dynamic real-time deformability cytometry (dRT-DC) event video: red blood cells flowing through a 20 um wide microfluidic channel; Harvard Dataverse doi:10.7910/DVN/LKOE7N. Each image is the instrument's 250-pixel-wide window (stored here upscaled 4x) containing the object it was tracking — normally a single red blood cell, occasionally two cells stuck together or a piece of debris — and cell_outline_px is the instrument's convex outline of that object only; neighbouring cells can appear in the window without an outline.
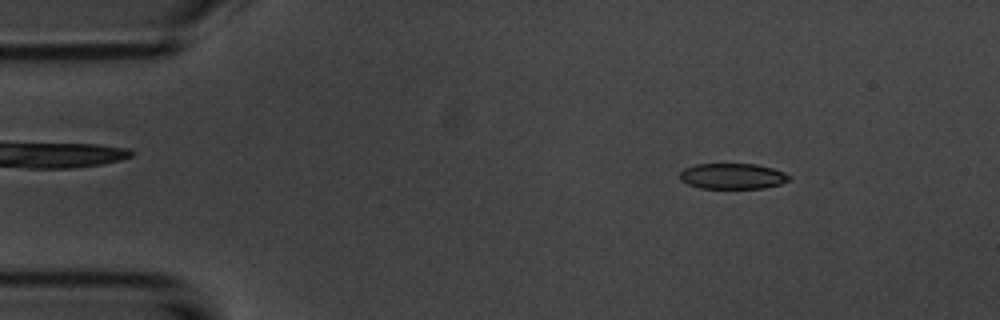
{"species": "common noctule bat (a hibernating species)", "species_latin": "Nyctalus noctula", "temperature_condition": "room temperature", "stored_images_in_passage": 54, "camera_frame_rate_fps": 3000, "um_per_image_px": 0.085, "animal": {"sex": "male", "body_mass_g": 20.1, "forearm_length_mm": 53.5}, "frame": {"image": 1, "passage_image": 7, "time_ms": 2.0, "image_size_px": [1000, 320], "cell_outline_px": [[792, 176], [788, 180], [780, 184], [764, 188], [700, 188], [688, 184], [680, 180], [680, 172], [684, 168], [696, 164], [756, 164], [772, 168], [784, 172]], "centroid_in_image_um": [62.26, 14.97], "position_along_channel_um": 22.7, "area_um2": 16.36}}
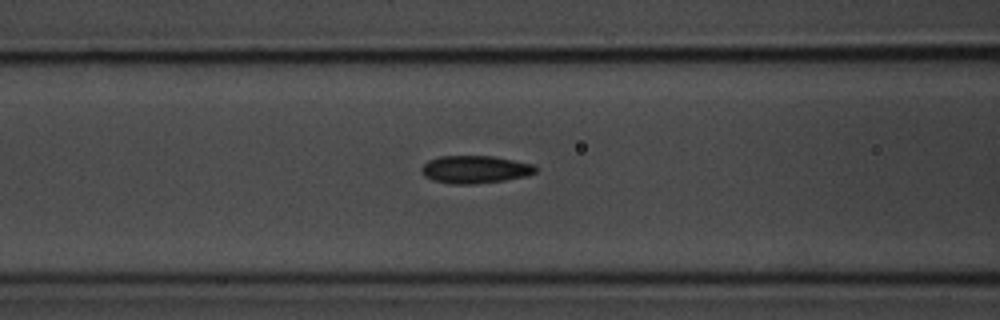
{"frame": {"image": 2, "passage_image": 21, "time_ms": 6.667, "image_size_px": [1000, 320], "cell_outline_px": [[536, 172], [524, 176], [504, 180], [476, 184], [452, 184], [432, 180], [424, 176], [420, 172], [420, 168], [428, 160], [440, 156], [492, 156], [532, 164], [536, 168]], "centroid_in_image_um": [40.31, 14.4], "position_along_channel_um": 126.3, "area_um2": 18.32}}
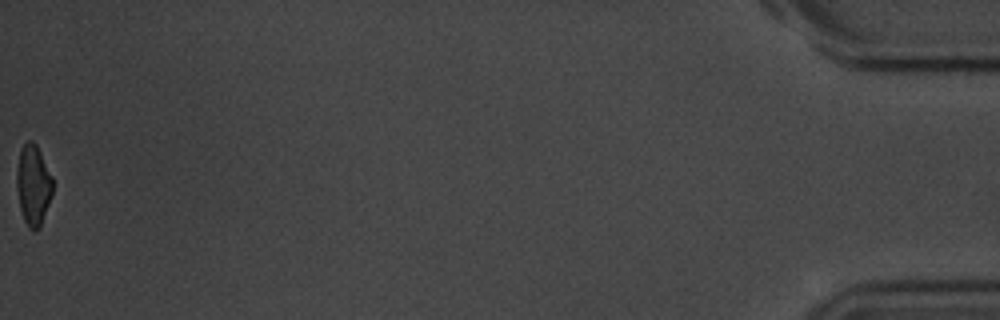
{"frame": {"image": 3, "passage_image": 54, "time_ms": 17.667, "image_size_px": [1000, 320], "cell_outline_px": [[52, 196], [40, 228], [32, 232], [28, 228], [24, 220], [20, 208], [16, 188], [16, 172], [20, 152], [24, 144], [28, 140], [32, 140], [36, 144], [52, 176]], "centroid_in_image_um": [2.82, 15.77], "position_along_channel_um": 432.4, "area_um2": 16.99}, "authors_computed_cell_mechanics": {"area_um2": 17.6868, "velocity_mm_per_s": 3.7067, "shape_relaxation_time_tau1_ms": 3.0419, "shape_relaxation_time_tau2_ms": 2.8305, "deformation_change_tau1": 0.1232, "deformation_change_tau2": 0.0884}}